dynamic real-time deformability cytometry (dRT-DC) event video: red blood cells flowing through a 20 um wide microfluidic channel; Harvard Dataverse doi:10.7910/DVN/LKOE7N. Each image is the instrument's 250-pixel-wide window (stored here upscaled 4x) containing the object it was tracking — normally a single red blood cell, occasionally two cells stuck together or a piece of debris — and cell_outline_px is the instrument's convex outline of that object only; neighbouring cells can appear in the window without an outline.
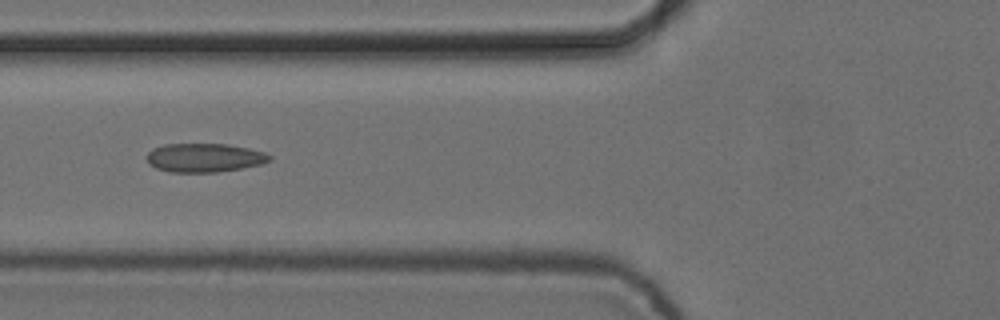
{"species": "common noctule bat (a hibernating species)", "species_latin": "Nyctalus noctula", "temperature_condition": "cold", "stored_images_in_passage": 7, "camera_frame_rate_fps": 3000, "um_per_image_px": 0.085, "animal": {"sex": "female", "body_mass_g": 24.6, "forearm_length_mm": 56.2}, "frame": {"image": 1, "passage_image": 6, "time_ms": 1.667, "image_size_px": [1000, 320], "cell_outline_px": [[272, 160], [260, 164], [240, 168], [216, 172], [168, 172], [156, 168], [148, 164], [148, 152], [152, 148], [164, 144], [228, 144], [248, 148], [264, 152], [272, 156]], "centroid_in_image_um": [17.36, 13.4], "position_along_channel_um": 108.4, "area_um2": 20.58}}
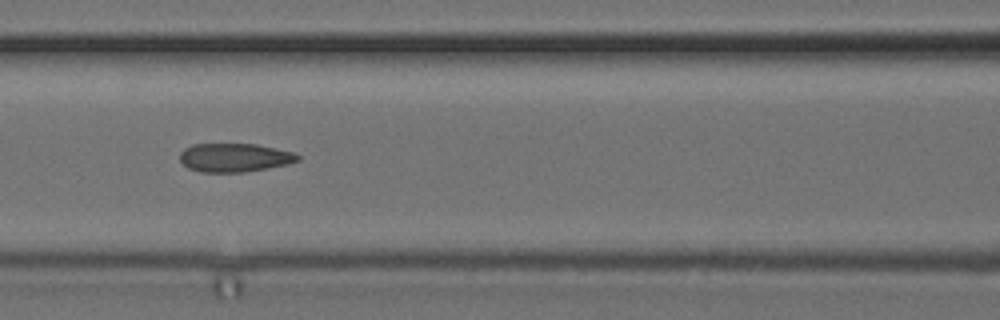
{"frame": {"image": 2, "passage_image": 7, "time_ms": 2.0, "image_size_px": [1000, 320], "cell_outline_px": [[300, 160], [288, 164], [268, 168], [244, 172], [200, 172], [188, 168], [180, 160], [180, 152], [184, 148], [192, 144], [256, 144], [276, 148], [292, 152], [300, 156]], "centroid_in_image_um": [19.93, 13.39], "position_along_channel_um": 146.7, "area_um2": 19.71}}